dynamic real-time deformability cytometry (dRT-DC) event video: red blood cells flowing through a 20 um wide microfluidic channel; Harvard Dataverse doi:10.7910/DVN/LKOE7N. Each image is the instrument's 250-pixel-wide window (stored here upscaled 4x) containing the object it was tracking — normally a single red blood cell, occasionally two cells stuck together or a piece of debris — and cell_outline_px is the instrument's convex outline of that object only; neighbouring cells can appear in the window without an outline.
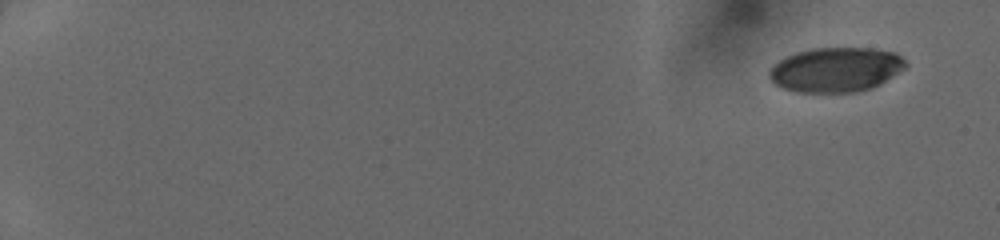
{"species": "human", "species_latin": "Homo sapiens", "temperature_condition": "cold", "stored_images_in_passage": 48, "camera_frame_rate_fps": 3000, "um_per_image_px": 0.085, "donor": {"sex": "female"}, "frame": {"image": 1, "passage_image": 1, "time_ms": 0.0, "image_size_px": [1000, 240], "cell_outline_px": [[908, 64], [904, 68], [880, 84], [872, 88], [856, 92], [796, 92], [780, 88], [768, 76], [768, 68], [780, 60], [796, 52], [812, 48], [872, 48], [896, 52]], "centroid_in_image_um": [71.02, 5.92], "position_along_channel_um": 14.0, "area_um2": 35.55}}
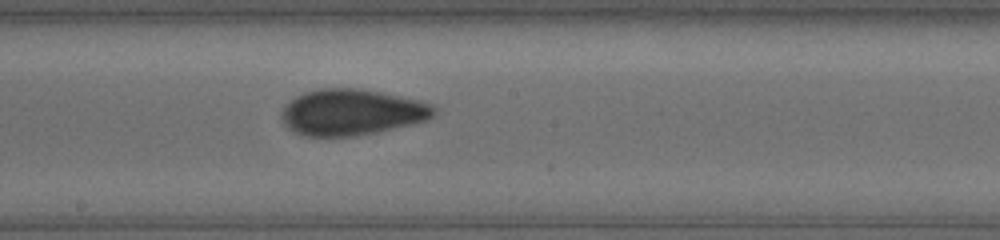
{"frame": {"image": 2, "passage_image": 29, "time_ms": 9.333, "image_size_px": [1000, 240], "cell_outline_px": [[436, 112], [428, 120], [412, 124], [376, 132], [352, 136], [308, 136], [296, 132], [288, 128], [284, 124], [284, 108], [296, 96], [304, 92], [320, 88], [360, 88], [420, 100], [432, 104], [436, 108]], "centroid_in_image_um": [29.95, 9.53], "position_along_channel_um": 218.2, "area_um2": 40.58}}
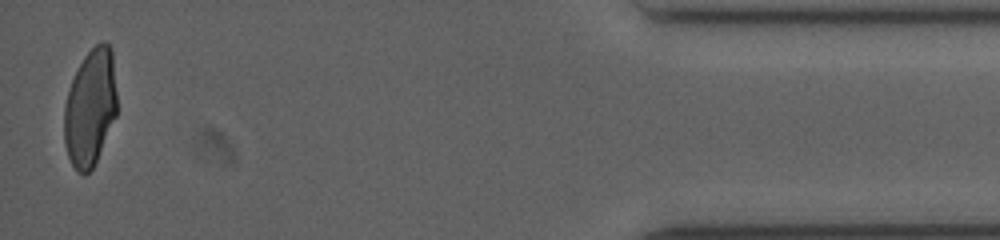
{"frame": {"image": 3, "passage_image": 48, "time_ms": 15.667, "image_size_px": [1000, 240], "cell_outline_px": [[116, 116], [96, 160], [92, 168], [84, 176], [76, 172], [68, 156], [64, 140], [64, 104], [72, 80], [84, 56], [100, 40], [104, 40], [112, 48], [116, 92]], "centroid_in_image_um": [7.67, 9.14], "position_along_channel_um": 427.5, "area_um2": 35.95}}